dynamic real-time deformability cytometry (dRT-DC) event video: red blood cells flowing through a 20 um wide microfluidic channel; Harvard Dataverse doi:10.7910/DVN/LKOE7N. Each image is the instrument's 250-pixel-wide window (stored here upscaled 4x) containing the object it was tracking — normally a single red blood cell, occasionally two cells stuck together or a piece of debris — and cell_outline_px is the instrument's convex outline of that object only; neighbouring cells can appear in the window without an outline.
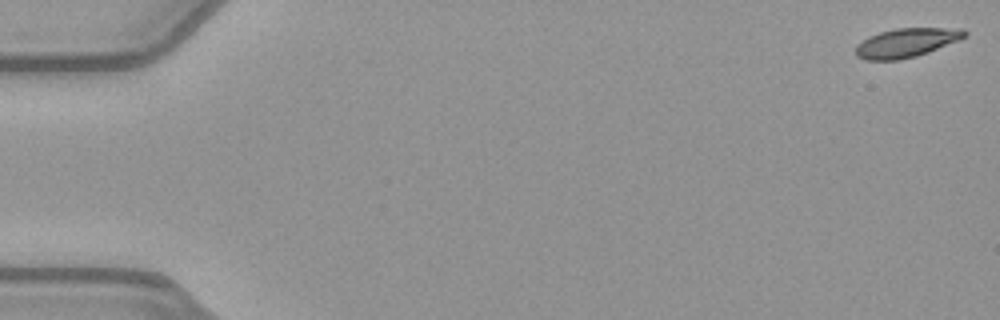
{"species": "common noctule bat (a hibernating species)", "species_latin": "Nyctalus noctula", "temperature_condition": "warm", "stored_images_in_passage": 53, "camera_frame_rate_fps": 3000, "um_per_image_px": 0.085, "animal": {"sex": "female", "body_mass_g": 21.9}, "frame": {"image": 1, "passage_image": 1, "time_ms": 0.0, "image_size_px": [1000, 320], "cell_outline_px": [[968, 36], [928, 52], [916, 56], [900, 60], [864, 60], [856, 56], [856, 44], [868, 36], [880, 32], [896, 28], [964, 28], [968, 32]], "centroid_in_image_um": [77.04, 3.63], "position_along_channel_um": 8.0, "area_um2": 18.55}}
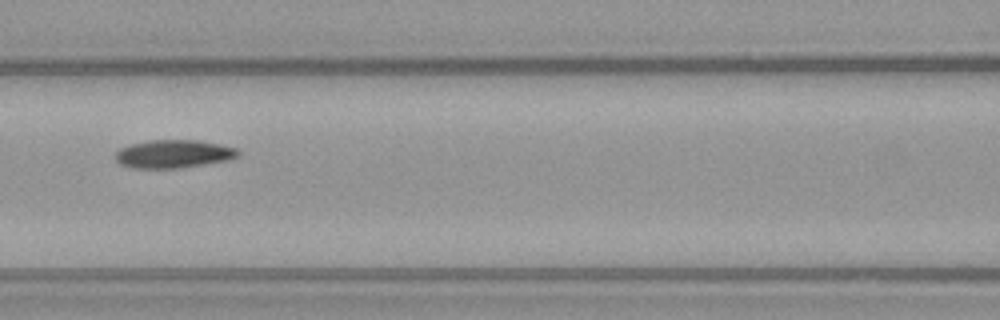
{"frame": {"image": 2, "passage_image": 24, "time_ms": 7.667, "image_size_px": [1000, 320], "cell_outline_px": [[240, 156], [228, 160], [180, 168], [132, 168], [120, 164], [116, 160], [116, 152], [120, 148], [132, 144], [152, 140], [200, 140], [220, 144], [236, 148], [240, 152]], "centroid_in_image_um": [14.78, 13.08], "position_along_channel_um": 151.8, "area_um2": 20.11}}
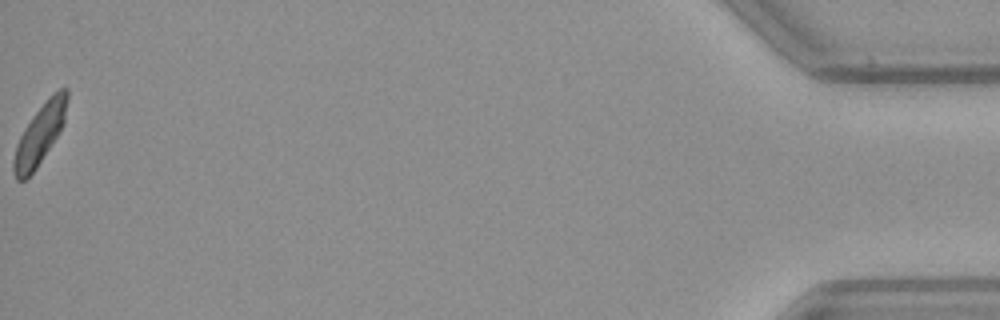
{"frame": {"image": 3, "passage_image": 53, "time_ms": 17.333, "image_size_px": [1000, 320], "cell_outline_px": [[68, 100], [64, 124], [36, 168], [24, 180], [16, 180], [12, 168], [12, 164], [16, 144], [24, 128], [32, 116], [48, 96], [52, 92], [60, 88], [68, 88]], "centroid_in_image_um": [3.39, 11.36], "position_along_channel_um": 431.8, "area_um2": 18.67}, "authors_computed_cell_mechanics": {"area_um2": 19.3052, "velocity_mm_per_s": 3.9688, "shape_relaxation_time_tau1_ms": 3.4129, "shape_relaxation_time_tau2_ms": null, "deformation_change_tau1": 0.1257, "deformation_change_tau2": null}}